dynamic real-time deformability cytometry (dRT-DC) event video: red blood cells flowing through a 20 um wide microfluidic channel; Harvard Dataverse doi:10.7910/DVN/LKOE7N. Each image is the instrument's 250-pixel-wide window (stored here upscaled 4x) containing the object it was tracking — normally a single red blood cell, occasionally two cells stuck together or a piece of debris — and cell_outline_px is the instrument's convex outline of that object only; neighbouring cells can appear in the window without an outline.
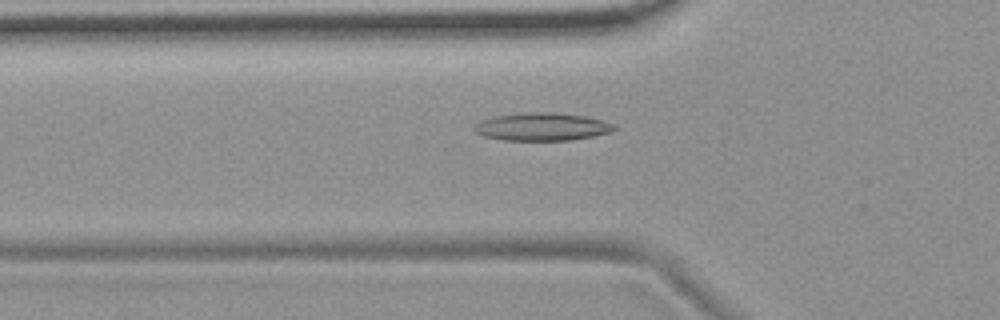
{"species": "common noctule bat (a hibernating species)", "species_latin": "Nyctalus noctula", "temperature_condition": "room temperature", "stored_images_in_passage": 51, "camera_frame_rate_fps": 3000, "um_per_image_px": 0.085, "animal": {"sex": "female", "body_mass_g": 19.9}, "frame": {"image": 1, "passage_image": 15, "time_ms": 4.667, "image_size_px": [1000, 320], "cell_outline_px": [[616, 128], [608, 132], [592, 136], [572, 140], [500, 140], [484, 136], [472, 132], [472, 128], [480, 120], [496, 116], [528, 112], [552, 112], [584, 116], [604, 120], [616, 124]], "centroid_in_image_um": [46.04, 10.77], "position_along_channel_um": 79.8, "area_um2": 22.77}}
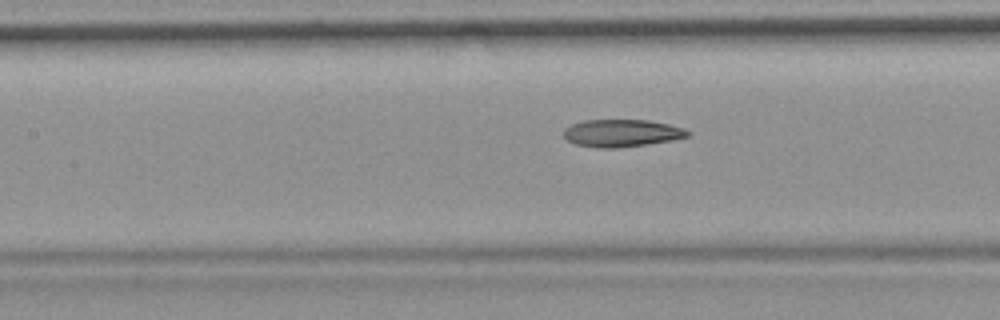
{"frame": {"image": 2, "passage_image": 21, "time_ms": 6.667, "image_size_px": [1000, 320], "cell_outline_px": [[692, 132], [688, 136], [672, 140], [616, 148], [596, 148], [576, 144], [568, 140], [564, 136], [564, 128], [572, 124], [584, 120], [648, 120], [668, 124], [684, 128]], "centroid_in_image_um": [52.84, 11.31], "position_along_channel_um": 154.6, "area_um2": 19.71}}
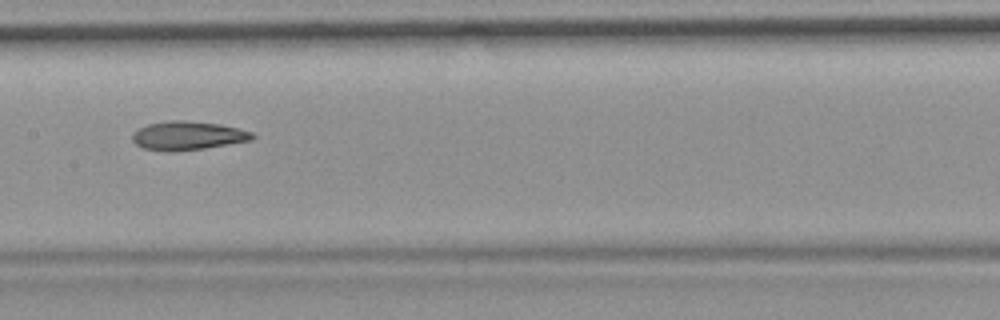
{"frame": {"image": 3, "passage_image": 24, "time_ms": 7.667, "image_size_px": [1000, 320], "cell_outline_px": [[256, 136], [252, 140], [204, 148], [172, 152], [164, 152], [144, 148], [136, 144], [132, 140], [132, 136], [140, 128], [148, 124], [172, 120], [184, 120], [220, 124], [252, 132]], "centroid_in_image_um": [15.96, 11.54], "position_along_channel_um": 191.4, "area_um2": 19.94}, "authors_computed_cell_mechanics": {"area_um2": 20.6924, "velocity_mm_per_s": 3.7124, "shape_relaxation_time_tau1_ms": null, "shape_relaxation_time_tau2_ms": 4.3346, "deformation_change_tau1": null, "deformation_change_tau2": 0.1172}}